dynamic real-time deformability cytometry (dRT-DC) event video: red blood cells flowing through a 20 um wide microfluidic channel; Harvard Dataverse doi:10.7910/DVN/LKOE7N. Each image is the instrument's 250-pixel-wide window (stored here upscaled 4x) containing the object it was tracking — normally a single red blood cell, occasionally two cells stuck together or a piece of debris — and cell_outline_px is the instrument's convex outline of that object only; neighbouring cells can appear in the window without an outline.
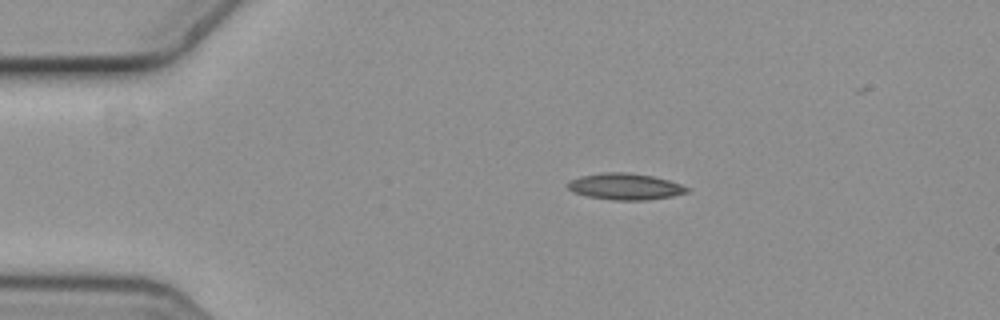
{"species": "common noctule bat (a hibernating species)", "species_latin": "Nyctalus noctula", "temperature_condition": "cold", "stored_images_in_passage": 4, "camera_frame_rate_fps": 3000, "um_per_image_px": 0.085, "animal": {"sex": "female", "body_mass_g": 19.3, "forearm_length_mm": 54.1}, "frame": {"image": 1, "passage_image": 1, "time_ms": 0.0, "image_size_px": [1000, 320], "cell_outline_px": [[688, 192], [672, 196], [644, 200], [612, 200], [588, 196], [572, 192], [568, 188], [568, 184], [572, 180], [580, 176], [604, 172], [624, 172], [652, 176], [668, 180], [680, 184], [688, 188]], "centroid_in_image_um": [53.12, 15.86], "position_along_channel_um": 31.9, "area_um2": 18.09}}
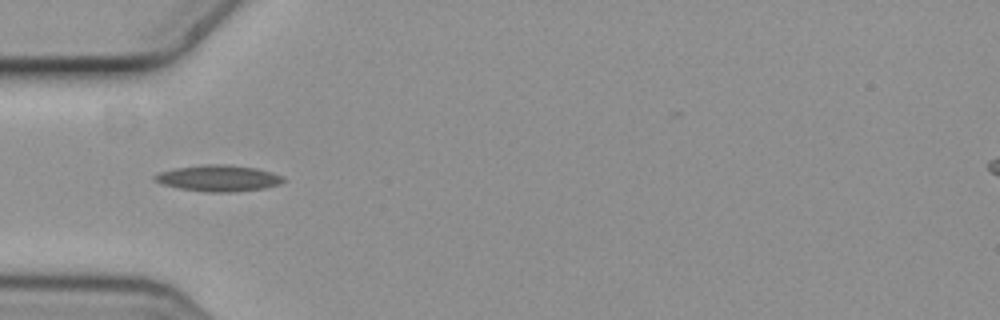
{"frame": {"image": 2, "passage_image": 3, "time_ms": 0.667, "image_size_px": [1000, 320], "cell_outline_px": [[284, 180], [280, 184], [264, 188], [232, 192], [208, 192], [180, 188], [164, 184], [156, 180], [152, 176], [160, 172], [172, 168], [204, 164], [228, 164], [256, 168], [272, 172], [284, 176]], "centroid_in_image_um": [18.59, 15.13], "position_along_channel_um": 66.4, "area_um2": 19.65}}
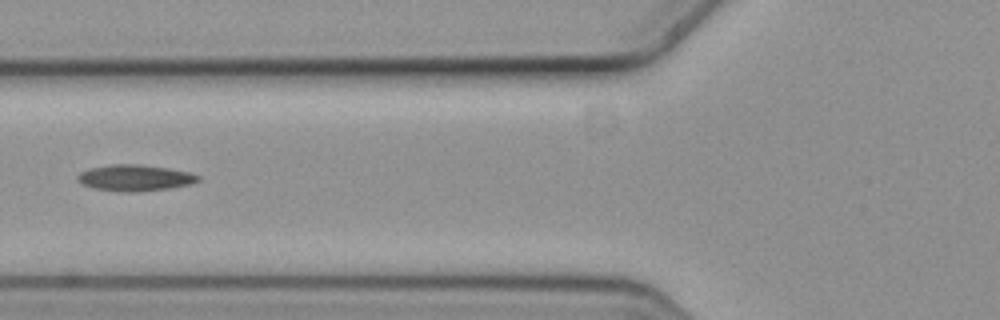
{"frame": {"image": 3, "passage_image": 4, "time_ms": 1.0, "image_size_px": [1000, 320], "cell_outline_px": [[200, 180], [192, 184], [172, 188], [136, 192], [116, 192], [96, 188], [84, 184], [76, 180], [76, 176], [80, 172], [92, 168], [112, 164], [140, 164], [168, 168], [192, 172], [200, 176]], "centroid_in_image_um": [11.52, 15.12], "position_along_channel_um": 114.3, "area_um2": 18.61}}